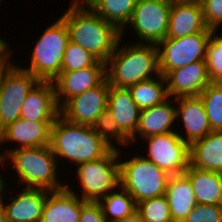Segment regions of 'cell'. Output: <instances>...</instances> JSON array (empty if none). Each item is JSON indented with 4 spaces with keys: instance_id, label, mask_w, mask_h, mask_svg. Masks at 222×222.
<instances>
[{
    "instance_id": "1",
    "label": "cell",
    "mask_w": 222,
    "mask_h": 222,
    "mask_svg": "<svg viewBox=\"0 0 222 222\" xmlns=\"http://www.w3.org/2000/svg\"><path fill=\"white\" fill-rule=\"evenodd\" d=\"M60 17L68 28L70 41L106 63L115 51L121 32L87 4L71 2Z\"/></svg>"
},
{
    "instance_id": "2",
    "label": "cell",
    "mask_w": 222,
    "mask_h": 222,
    "mask_svg": "<svg viewBox=\"0 0 222 222\" xmlns=\"http://www.w3.org/2000/svg\"><path fill=\"white\" fill-rule=\"evenodd\" d=\"M49 146L58 165L65 160L73 166L101 159L113 149L92 126L75 124L62 116L51 126Z\"/></svg>"
},
{
    "instance_id": "3",
    "label": "cell",
    "mask_w": 222,
    "mask_h": 222,
    "mask_svg": "<svg viewBox=\"0 0 222 222\" xmlns=\"http://www.w3.org/2000/svg\"><path fill=\"white\" fill-rule=\"evenodd\" d=\"M121 39L105 63L106 79L110 85L128 88L160 74L156 44L133 42L122 45Z\"/></svg>"
},
{
    "instance_id": "4",
    "label": "cell",
    "mask_w": 222,
    "mask_h": 222,
    "mask_svg": "<svg viewBox=\"0 0 222 222\" xmlns=\"http://www.w3.org/2000/svg\"><path fill=\"white\" fill-rule=\"evenodd\" d=\"M3 169L9 166L17 172L16 181L23 188H41L48 191H58L66 187V182L60 181L58 162L50 146L18 148L10 150L3 158ZM5 161L7 163H5ZM9 161V163H8ZM9 165V166H8ZM19 177V179H18Z\"/></svg>"
},
{
    "instance_id": "5",
    "label": "cell",
    "mask_w": 222,
    "mask_h": 222,
    "mask_svg": "<svg viewBox=\"0 0 222 222\" xmlns=\"http://www.w3.org/2000/svg\"><path fill=\"white\" fill-rule=\"evenodd\" d=\"M69 41L68 28L59 17L46 27L35 42L29 66H18L40 81H53L61 73L63 56Z\"/></svg>"
},
{
    "instance_id": "6",
    "label": "cell",
    "mask_w": 222,
    "mask_h": 222,
    "mask_svg": "<svg viewBox=\"0 0 222 222\" xmlns=\"http://www.w3.org/2000/svg\"><path fill=\"white\" fill-rule=\"evenodd\" d=\"M123 148H113L107 155L96 161L80 163L75 172L80 193L74 191L68 181L66 187L85 201L98 202L102 197L120 186V156Z\"/></svg>"
},
{
    "instance_id": "7",
    "label": "cell",
    "mask_w": 222,
    "mask_h": 222,
    "mask_svg": "<svg viewBox=\"0 0 222 222\" xmlns=\"http://www.w3.org/2000/svg\"><path fill=\"white\" fill-rule=\"evenodd\" d=\"M119 163L120 186L133 197L136 204L166 193L171 175L154 162L143 155L134 154Z\"/></svg>"
},
{
    "instance_id": "8",
    "label": "cell",
    "mask_w": 222,
    "mask_h": 222,
    "mask_svg": "<svg viewBox=\"0 0 222 222\" xmlns=\"http://www.w3.org/2000/svg\"><path fill=\"white\" fill-rule=\"evenodd\" d=\"M40 80L13 62L0 78V131L20 118L26 96Z\"/></svg>"
},
{
    "instance_id": "9",
    "label": "cell",
    "mask_w": 222,
    "mask_h": 222,
    "mask_svg": "<svg viewBox=\"0 0 222 222\" xmlns=\"http://www.w3.org/2000/svg\"><path fill=\"white\" fill-rule=\"evenodd\" d=\"M212 32H200L179 38H165L156 44L159 72L165 76L170 70L205 60L206 45Z\"/></svg>"
},
{
    "instance_id": "10",
    "label": "cell",
    "mask_w": 222,
    "mask_h": 222,
    "mask_svg": "<svg viewBox=\"0 0 222 222\" xmlns=\"http://www.w3.org/2000/svg\"><path fill=\"white\" fill-rule=\"evenodd\" d=\"M172 0H138L129 28L136 33L137 43L157 44L166 38Z\"/></svg>"
},
{
    "instance_id": "11",
    "label": "cell",
    "mask_w": 222,
    "mask_h": 222,
    "mask_svg": "<svg viewBox=\"0 0 222 222\" xmlns=\"http://www.w3.org/2000/svg\"><path fill=\"white\" fill-rule=\"evenodd\" d=\"M145 158L170 175L183 174L190 165L189 144L175 132L145 138ZM148 150V152H147Z\"/></svg>"
},
{
    "instance_id": "12",
    "label": "cell",
    "mask_w": 222,
    "mask_h": 222,
    "mask_svg": "<svg viewBox=\"0 0 222 222\" xmlns=\"http://www.w3.org/2000/svg\"><path fill=\"white\" fill-rule=\"evenodd\" d=\"M110 84L105 78L98 86L68 99L60 116L75 124L92 126L107 109Z\"/></svg>"
},
{
    "instance_id": "13",
    "label": "cell",
    "mask_w": 222,
    "mask_h": 222,
    "mask_svg": "<svg viewBox=\"0 0 222 222\" xmlns=\"http://www.w3.org/2000/svg\"><path fill=\"white\" fill-rule=\"evenodd\" d=\"M55 121H32L18 118L0 131V145L15 143V147L4 148L1 159L10 151L18 148L42 147L50 145L51 126Z\"/></svg>"
},
{
    "instance_id": "14",
    "label": "cell",
    "mask_w": 222,
    "mask_h": 222,
    "mask_svg": "<svg viewBox=\"0 0 222 222\" xmlns=\"http://www.w3.org/2000/svg\"><path fill=\"white\" fill-rule=\"evenodd\" d=\"M164 77L172 98L199 96L212 83L205 60L170 70Z\"/></svg>"
},
{
    "instance_id": "15",
    "label": "cell",
    "mask_w": 222,
    "mask_h": 222,
    "mask_svg": "<svg viewBox=\"0 0 222 222\" xmlns=\"http://www.w3.org/2000/svg\"><path fill=\"white\" fill-rule=\"evenodd\" d=\"M105 78V63L101 61L84 69L61 72L53 80L59 107L73 96L98 86Z\"/></svg>"
},
{
    "instance_id": "16",
    "label": "cell",
    "mask_w": 222,
    "mask_h": 222,
    "mask_svg": "<svg viewBox=\"0 0 222 222\" xmlns=\"http://www.w3.org/2000/svg\"><path fill=\"white\" fill-rule=\"evenodd\" d=\"M213 32L204 21L200 0H172L166 38Z\"/></svg>"
},
{
    "instance_id": "17",
    "label": "cell",
    "mask_w": 222,
    "mask_h": 222,
    "mask_svg": "<svg viewBox=\"0 0 222 222\" xmlns=\"http://www.w3.org/2000/svg\"><path fill=\"white\" fill-rule=\"evenodd\" d=\"M176 115L183 123L184 132L176 130L178 136L187 144L204 138L212 132L206 110L200 96H189L176 98ZM180 117V118H179ZM179 131V132H178ZM182 134V135H181Z\"/></svg>"
},
{
    "instance_id": "18",
    "label": "cell",
    "mask_w": 222,
    "mask_h": 222,
    "mask_svg": "<svg viewBox=\"0 0 222 222\" xmlns=\"http://www.w3.org/2000/svg\"><path fill=\"white\" fill-rule=\"evenodd\" d=\"M174 122H177L176 98L169 97L161 104L141 110L136 133L130 139V145L137 144L139 137L143 140L150 136L175 132V126H172Z\"/></svg>"
},
{
    "instance_id": "19",
    "label": "cell",
    "mask_w": 222,
    "mask_h": 222,
    "mask_svg": "<svg viewBox=\"0 0 222 222\" xmlns=\"http://www.w3.org/2000/svg\"><path fill=\"white\" fill-rule=\"evenodd\" d=\"M60 116L53 81H39L26 96L20 118L32 121H55Z\"/></svg>"
},
{
    "instance_id": "20",
    "label": "cell",
    "mask_w": 222,
    "mask_h": 222,
    "mask_svg": "<svg viewBox=\"0 0 222 222\" xmlns=\"http://www.w3.org/2000/svg\"><path fill=\"white\" fill-rule=\"evenodd\" d=\"M48 190L41 188H22L16 195L3 197L8 222H40ZM10 203H9V202ZM8 203V204H7Z\"/></svg>"
},
{
    "instance_id": "21",
    "label": "cell",
    "mask_w": 222,
    "mask_h": 222,
    "mask_svg": "<svg viewBox=\"0 0 222 222\" xmlns=\"http://www.w3.org/2000/svg\"><path fill=\"white\" fill-rule=\"evenodd\" d=\"M87 202L67 187L48 191L40 222H79L81 209Z\"/></svg>"
},
{
    "instance_id": "22",
    "label": "cell",
    "mask_w": 222,
    "mask_h": 222,
    "mask_svg": "<svg viewBox=\"0 0 222 222\" xmlns=\"http://www.w3.org/2000/svg\"><path fill=\"white\" fill-rule=\"evenodd\" d=\"M107 109L114 116L119 129L131 139L136 133L141 110L129 89L110 85Z\"/></svg>"
},
{
    "instance_id": "23",
    "label": "cell",
    "mask_w": 222,
    "mask_h": 222,
    "mask_svg": "<svg viewBox=\"0 0 222 222\" xmlns=\"http://www.w3.org/2000/svg\"><path fill=\"white\" fill-rule=\"evenodd\" d=\"M190 165L222 173V131H212L189 145Z\"/></svg>"
},
{
    "instance_id": "24",
    "label": "cell",
    "mask_w": 222,
    "mask_h": 222,
    "mask_svg": "<svg viewBox=\"0 0 222 222\" xmlns=\"http://www.w3.org/2000/svg\"><path fill=\"white\" fill-rule=\"evenodd\" d=\"M165 195L173 222H183L197 204L192 184L184 173L171 175Z\"/></svg>"
},
{
    "instance_id": "25",
    "label": "cell",
    "mask_w": 222,
    "mask_h": 222,
    "mask_svg": "<svg viewBox=\"0 0 222 222\" xmlns=\"http://www.w3.org/2000/svg\"><path fill=\"white\" fill-rule=\"evenodd\" d=\"M184 174L192 184L197 203L222 205V173L200 170L189 165Z\"/></svg>"
},
{
    "instance_id": "26",
    "label": "cell",
    "mask_w": 222,
    "mask_h": 222,
    "mask_svg": "<svg viewBox=\"0 0 222 222\" xmlns=\"http://www.w3.org/2000/svg\"><path fill=\"white\" fill-rule=\"evenodd\" d=\"M138 0H90L87 5L101 18L114 25L121 37L130 22Z\"/></svg>"
},
{
    "instance_id": "27",
    "label": "cell",
    "mask_w": 222,
    "mask_h": 222,
    "mask_svg": "<svg viewBox=\"0 0 222 222\" xmlns=\"http://www.w3.org/2000/svg\"><path fill=\"white\" fill-rule=\"evenodd\" d=\"M128 89L140 110L154 107L169 98L166 79L162 74L140 81Z\"/></svg>"
},
{
    "instance_id": "28",
    "label": "cell",
    "mask_w": 222,
    "mask_h": 222,
    "mask_svg": "<svg viewBox=\"0 0 222 222\" xmlns=\"http://www.w3.org/2000/svg\"><path fill=\"white\" fill-rule=\"evenodd\" d=\"M98 203L102 207L107 222L122 220L136 211V203L133 197L121 186L107 196L102 197Z\"/></svg>"
},
{
    "instance_id": "29",
    "label": "cell",
    "mask_w": 222,
    "mask_h": 222,
    "mask_svg": "<svg viewBox=\"0 0 222 222\" xmlns=\"http://www.w3.org/2000/svg\"><path fill=\"white\" fill-rule=\"evenodd\" d=\"M199 96L212 131H222V84H209Z\"/></svg>"
},
{
    "instance_id": "30",
    "label": "cell",
    "mask_w": 222,
    "mask_h": 222,
    "mask_svg": "<svg viewBox=\"0 0 222 222\" xmlns=\"http://www.w3.org/2000/svg\"><path fill=\"white\" fill-rule=\"evenodd\" d=\"M92 127L113 148H126L130 145V139L119 129L114 116L108 109L98 117ZM113 139L116 143L118 142V145L112 141Z\"/></svg>"
},
{
    "instance_id": "31",
    "label": "cell",
    "mask_w": 222,
    "mask_h": 222,
    "mask_svg": "<svg viewBox=\"0 0 222 222\" xmlns=\"http://www.w3.org/2000/svg\"><path fill=\"white\" fill-rule=\"evenodd\" d=\"M136 211L144 222H173L165 194L137 203Z\"/></svg>"
},
{
    "instance_id": "32",
    "label": "cell",
    "mask_w": 222,
    "mask_h": 222,
    "mask_svg": "<svg viewBox=\"0 0 222 222\" xmlns=\"http://www.w3.org/2000/svg\"><path fill=\"white\" fill-rule=\"evenodd\" d=\"M213 31L206 45L205 61L212 83L222 84V35Z\"/></svg>"
},
{
    "instance_id": "33",
    "label": "cell",
    "mask_w": 222,
    "mask_h": 222,
    "mask_svg": "<svg viewBox=\"0 0 222 222\" xmlns=\"http://www.w3.org/2000/svg\"><path fill=\"white\" fill-rule=\"evenodd\" d=\"M99 60L81 46L69 41L64 52L61 72L94 66Z\"/></svg>"
},
{
    "instance_id": "34",
    "label": "cell",
    "mask_w": 222,
    "mask_h": 222,
    "mask_svg": "<svg viewBox=\"0 0 222 222\" xmlns=\"http://www.w3.org/2000/svg\"><path fill=\"white\" fill-rule=\"evenodd\" d=\"M183 222H222V205L197 203Z\"/></svg>"
},
{
    "instance_id": "35",
    "label": "cell",
    "mask_w": 222,
    "mask_h": 222,
    "mask_svg": "<svg viewBox=\"0 0 222 222\" xmlns=\"http://www.w3.org/2000/svg\"><path fill=\"white\" fill-rule=\"evenodd\" d=\"M206 26L217 31L222 24V0H200Z\"/></svg>"
},
{
    "instance_id": "36",
    "label": "cell",
    "mask_w": 222,
    "mask_h": 222,
    "mask_svg": "<svg viewBox=\"0 0 222 222\" xmlns=\"http://www.w3.org/2000/svg\"><path fill=\"white\" fill-rule=\"evenodd\" d=\"M79 222H107L101 205L88 201L81 209Z\"/></svg>"
},
{
    "instance_id": "37",
    "label": "cell",
    "mask_w": 222,
    "mask_h": 222,
    "mask_svg": "<svg viewBox=\"0 0 222 222\" xmlns=\"http://www.w3.org/2000/svg\"><path fill=\"white\" fill-rule=\"evenodd\" d=\"M7 41L0 47V78L2 73L7 69V67L11 64V56L13 53L11 51V47L8 45Z\"/></svg>"
},
{
    "instance_id": "38",
    "label": "cell",
    "mask_w": 222,
    "mask_h": 222,
    "mask_svg": "<svg viewBox=\"0 0 222 222\" xmlns=\"http://www.w3.org/2000/svg\"><path fill=\"white\" fill-rule=\"evenodd\" d=\"M116 222H144L137 211H134L131 215L126 216L122 220Z\"/></svg>"
},
{
    "instance_id": "39",
    "label": "cell",
    "mask_w": 222,
    "mask_h": 222,
    "mask_svg": "<svg viewBox=\"0 0 222 222\" xmlns=\"http://www.w3.org/2000/svg\"><path fill=\"white\" fill-rule=\"evenodd\" d=\"M4 163V161L1 159L0 160V166H1V164H3ZM4 178H6V177H2V175H1V173H0V202L2 201V199H3V197H4V195H5V193L4 192H8V190H6L7 188H6V184H7V182H6V179H4ZM4 190H6V191H4Z\"/></svg>"
},
{
    "instance_id": "40",
    "label": "cell",
    "mask_w": 222,
    "mask_h": 222,
    "mask_svg": "<svg viewBox=\"0 0 222 222\" xmlns=\"http://www.w3.org/2000/svg\"><path fill=\"white\" fill-rule=\"evenodd\" d=\"M0 222H8L2 202H0Z\"/></svg>"
},
{
    "instance_id": "41",
    "label": "cell",
    "mask_w": 222,
    "mask_h": 222,
    "mask_svg": "<svg viewBox=\"0 0 222 222\" xmlns=\"http://www.w3.org/2000/svg\"><path fill=\"white\" fill-rule=\"evenodd\" d=\"M90 0H72L74 3H81V4H87Z\"/></svg>"
},
{
    "instance_id": "42",
    "label": "cell",
    "mask_w": 222,
    "mask_h": 222,
    "mask_svg": "<svg viewBox=\"0 0 222 222\" xmlns=\"http://www.w3.org/2000/svg\"><path fill=\"white\" fill-rule=\"evenodd\" d=\"M7 40H5V38H4V40H3V38H0V47L6 42Z\"/></svg>"
}]
</instances>
